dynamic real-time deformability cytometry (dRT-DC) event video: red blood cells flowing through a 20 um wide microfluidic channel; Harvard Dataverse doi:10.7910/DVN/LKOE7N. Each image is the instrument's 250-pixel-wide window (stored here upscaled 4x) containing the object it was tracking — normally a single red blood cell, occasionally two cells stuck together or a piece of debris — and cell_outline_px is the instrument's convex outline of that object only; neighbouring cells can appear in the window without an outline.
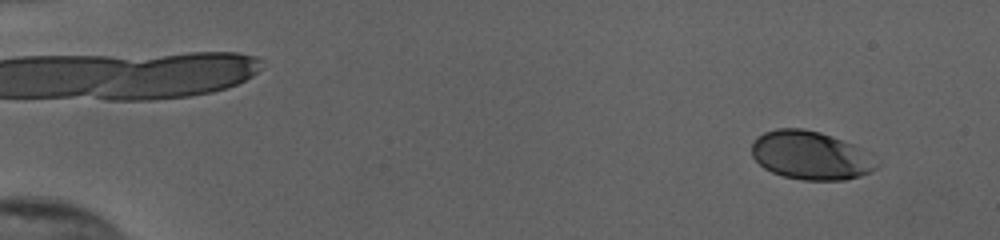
{"species": "human", "species_latin": "Homo sapiens", "temperature_condition": "cold", "stored_images_in_passage": 55, "camera_frame_rate_fps": 3000, "um_per_image_px": 0.085, "donor": {"sex": "female"}, "frame": {"image": 1, "passage_image": 5, "time_ms": 1.333, "image_size_px": [1000, 240], "cell_outline_px": [[880, 164], [876, 168], [860, 176], [844, 180], [804, 180], [784, 176], [772, 172], [764, 168], [752, 156], [752, 144], [764, 132], [776, 128], [804, 128], [820, 132], [832, 136], [872, 152]], "centroid_in_image_um": [68.96, 13.2], "position_along_channel_um": 16.0, "area_um2": 35.43}}
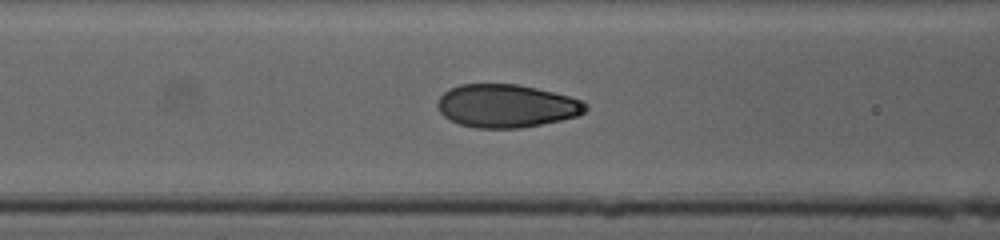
{"frame": {"image": 2, "passage_image": 25, "time_ms": 8.0, "image_size_px": [1000, 240], "cell_outline_px": [[588, 108], [580, 116], [520, 128], [476, 128], [460, 124], [444, 116], [440, 112], [436, 104], [440, 96], [448, 88], [460, 84], [516, 84], [536, 88], [568, 96], [588, 104]], "centroid_in_image_um": [43.03, 9.0], "position_along_channel_um": 123.6, "area_um2": 37.11}}
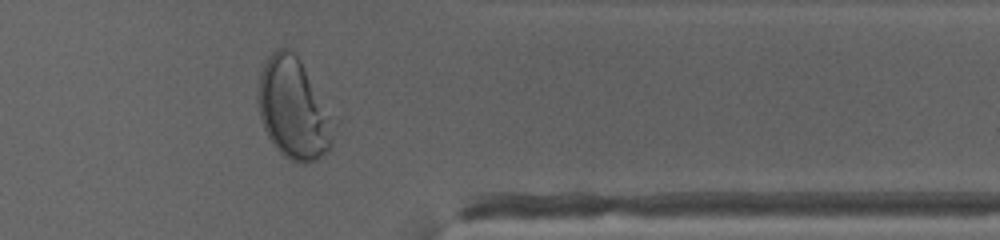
{"frame": {"image": 3, "passage_image": 46, "time_ms": 15.0, "image_size_px": [1000, 240], "cell_outline_px": [[332, 144], [328, 152], [316, 160], [304, 164], [296, 164], [288, 160], [276, 148], [268, 136], [264, 128], [260, 116], [256, 100], [256, 96], [260, 72], [268, 56], [276, 48], [288, 48], [300, 60], [332, 136]], "centroid_in_image_um": [24.77, 9.29], "position_along_channel_um": 386.6, "area_um2": 42.08}, "authors_computed_cell_mechanics": {"area_um2": 36.9342, "velocity_mm_per_s": 3.8379, "shape_relaxation_time_tau1_ms": 3.5089, "shape_relaxation_time_tau2_ms": null, "deformation_change_tau1": 0.1755, "deformation_change_tau2": null}}